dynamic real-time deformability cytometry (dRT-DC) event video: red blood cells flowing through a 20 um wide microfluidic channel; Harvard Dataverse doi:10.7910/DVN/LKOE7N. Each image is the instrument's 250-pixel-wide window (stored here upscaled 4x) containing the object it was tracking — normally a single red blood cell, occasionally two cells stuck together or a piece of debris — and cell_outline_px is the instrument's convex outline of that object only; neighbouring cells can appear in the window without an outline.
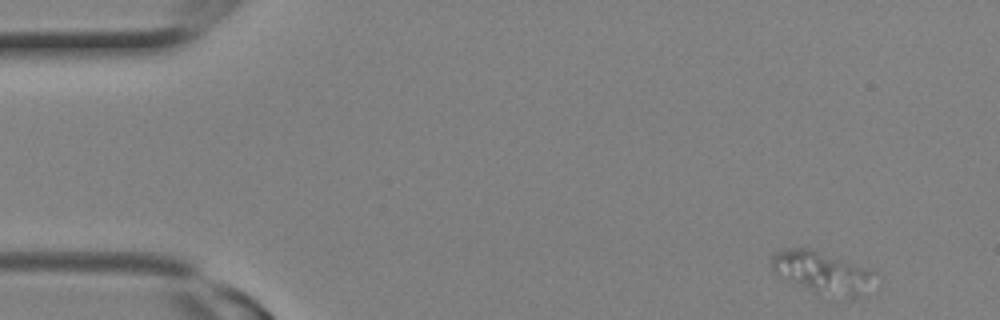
{"species": "Egyptian fruit bat (a non-hibernating species)", "species_latin": "Rousettus aegyptiacus", "temperature_condition": "room temperature", "stored_images_in_passage": 13, "camera_frame_rate_fps": 3000, "um_per_image_px": 0.085, "animal": {"sex": "female"}, "frame": {"image": 1, "passage_image": 1, "time_ms": 0.0, "image_size_px": [1000, 320], "cell_outline_px": [[880, 276], [856, 296], [816, 296], [772, 272], [772, 256], [776, 252], [788, 248], [808, 248], [880, 272]], "centroid_in_image_um": [69.87, 23.17], "position_along_channel_um": 15.1, "area_um2": 25.32}}
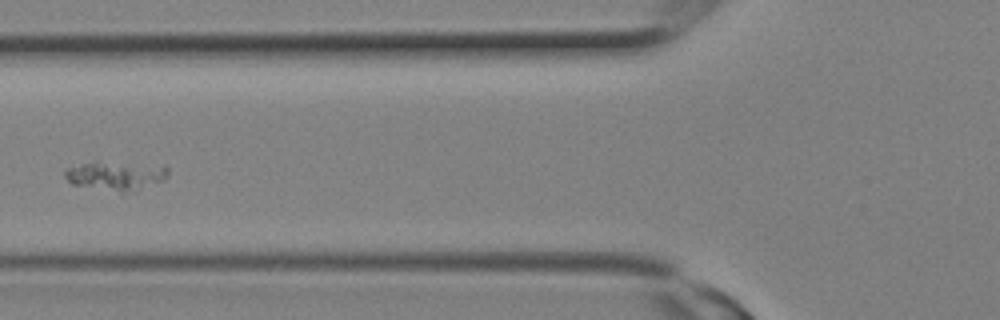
{"frame": {"image": 2, "passage_image": 9, "time_ms": 2.667, "image_size_px": [1000, 320], "cell_outline_px": [[168, 176], [164, 180], [124, 192], [120, 192], [72, 184], [64, 176], [64, 168], [92, 160], [96, 160], [164, 164], [168, 168]], "centroid_in_image_um": [9.83, 14.85], "position_along_channel_um": 116.0, "area_um2": 17.86}}
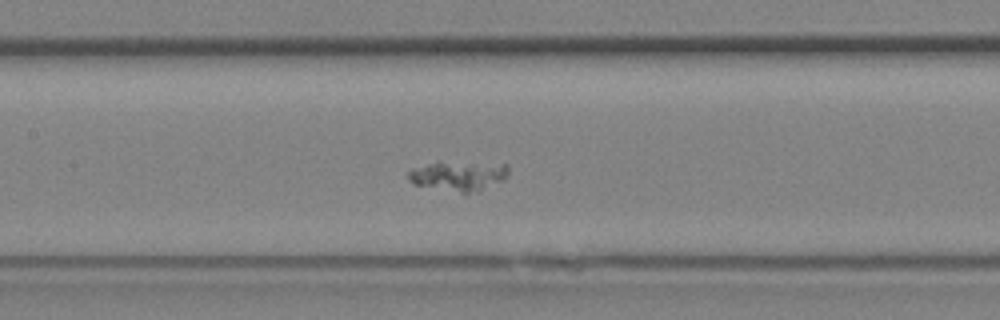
{"frame": {"image": 3, "passage_image": 11, "time_ms": 3.333, "image_size_px": [1000, 320], "cell_outline_px": [[508, 176], [504, 180], [480, 192], [468, 196], [412, 184], [408, 176], [408, 172], [412, 168], [440, 160], [508, 164]], "centroid_in_image_um": [38.99, 14.97], "position_along_channel_um": 168.4, "area_um2": 18.61}}